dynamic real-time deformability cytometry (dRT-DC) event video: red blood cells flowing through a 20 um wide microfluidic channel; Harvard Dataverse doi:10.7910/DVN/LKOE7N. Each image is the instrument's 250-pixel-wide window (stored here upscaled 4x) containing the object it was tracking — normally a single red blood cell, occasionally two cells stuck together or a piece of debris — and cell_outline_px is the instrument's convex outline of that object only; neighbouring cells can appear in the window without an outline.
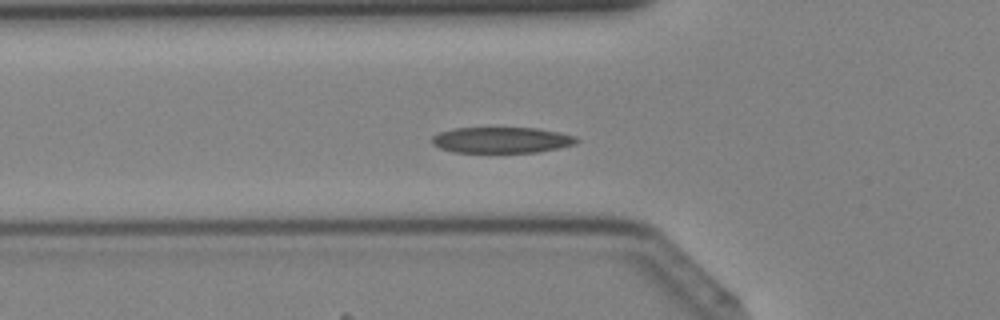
{"species": "Egyptian fruit bat (a non-hibernating species)", "species_latin": "Rousettus aegyptiacus", "temperature_condition": "cold", "stored_images_in_passage": 31, "camera_frame_rate_fps": 3000, "um_per_image_px": 0.085, "animal": {"sex": "female"}, "frame": {"image": 1, "passage_image": 3, "time_ms": 0.667, "image_size_px": [1000, 320], "cell_outline_px": [[580, 140], [576, 144], [536, 152], [452, 152], [440, 148], [432, 144], [432, 136], [440, 132], [456, 128], [536, 128], [560, 132], [576, 136]], "centroid_in_image_um": [42.65, 11.9], "position_along_channel_um": 83.2, "area_um2": 21.79}}
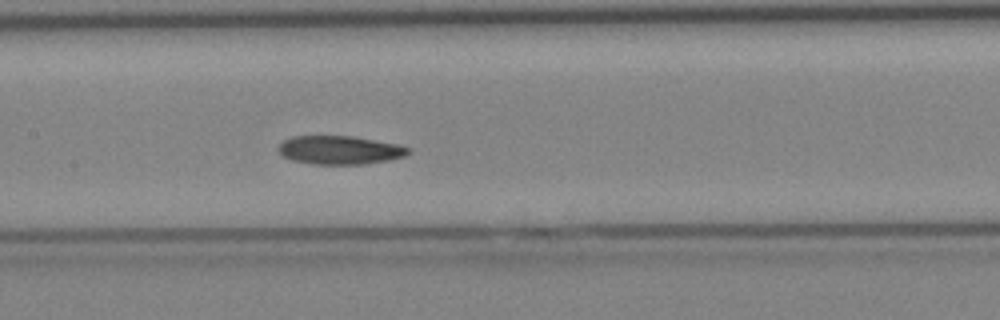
{"frame": {"image": 2, "passage_image": 9, "time_ms": 2.667, "image_size_px": [1000, 320], "cell_outline_px": [[412, 148], [404, 156], [388, 160], [364, 164], [312, 164], [292, 160], [284, 156], [276, 148], [284, 140], [292, 136], [352, 136], [400, 144]], "centroid_in_image_um": [28.89, 12.75], "position_along_channel_um": 178.5, "area_um2": 21.62}}
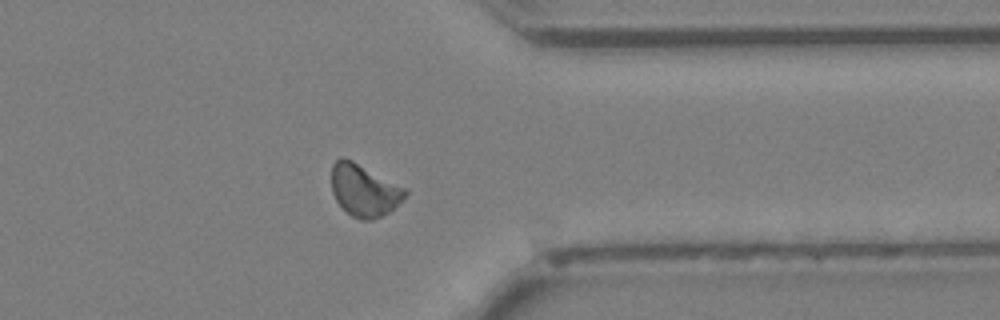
{"frame": {"image": 3, "passage_image": 22, "time_ms": 7.0, "image_size_px": [1000, 320], "cell_outline_px": [[408, 192], [388, 212], [372, 220], [360, 220], [352, 216], [336, 200], [332, 192], [332, 164], [340, 156], [352, 160], [404, 188]], "centroid_in_image_um": [30.9, 16.16], "position_along_channel_um": 380.5, "area_um2": 21.73}}